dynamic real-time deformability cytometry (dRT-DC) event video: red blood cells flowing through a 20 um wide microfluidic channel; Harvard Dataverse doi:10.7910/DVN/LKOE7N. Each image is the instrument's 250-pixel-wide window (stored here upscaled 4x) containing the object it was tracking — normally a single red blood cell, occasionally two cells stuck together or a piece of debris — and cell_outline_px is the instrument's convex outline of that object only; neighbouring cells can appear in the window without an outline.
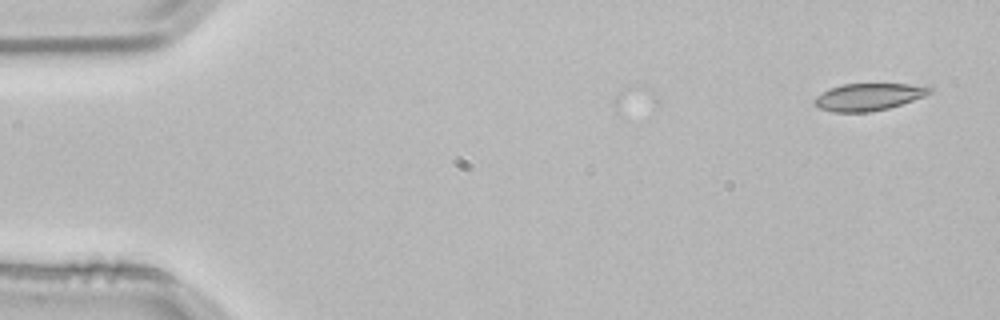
{"species": "common noctule bat (a hibernating species)", "species_latin": "Nyctalus noctula", "temperature_condition": "room temperature", "stored_images_in_passage": 3, "camera_frame_rate_fps": 3000, "um_per_image_px": 0.085, "animal": {"sex": "male", "body_mass_g": 21.5, "forearm_length_mm": 52.0}, "frame": {"image": 1, "passage_image": 1, "time_ms": 0.0, "image_size_px": [1000, 320], "cell_outline_px": [[932, 92], [924, 96], [888, 108], [868, 112], [832, 112], [820, 108], [812, 100], [816, 96], [828, 88], [844, 84], [908, 84], [932, 88]], "centroid_in_image_um": [73.77, 8.23], "position_along_channel_um": 11.2, "area_um2": 18.03}}